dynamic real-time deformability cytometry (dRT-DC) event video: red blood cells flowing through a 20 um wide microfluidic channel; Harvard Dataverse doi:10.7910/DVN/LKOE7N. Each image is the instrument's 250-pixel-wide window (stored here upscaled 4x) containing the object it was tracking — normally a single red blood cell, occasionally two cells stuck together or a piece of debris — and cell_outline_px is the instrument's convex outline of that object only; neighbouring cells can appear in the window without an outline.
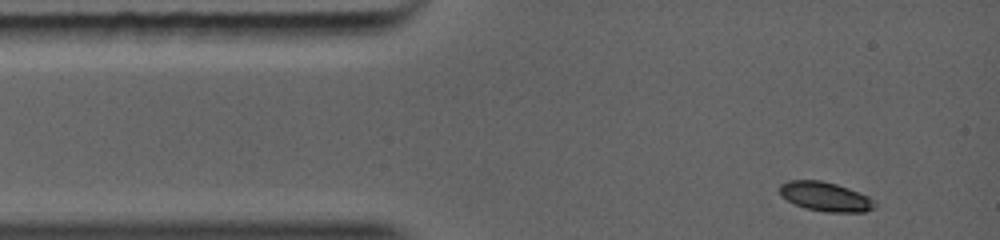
{"species": "common noctule bat (a hibernating species)", "species_latin": "Nyctalus noctula", "temperature_condition": "warm", "stored_images_in_passage": 7, "camera_frame_rate_fps": 5000, "um_per_image_px": 0.085, "animal": {"sex": "female", "body_mass_g": 19.0, "forearm_length_mm": 56.7}, "frame": {"image": 1, "passage_image": 1, "time_ms": 0.0, "image_size_px": [1000, 240], "cell_outline_px": [[876, 208], [864, 212], [824, 212], [804, 208], [780, 196], [780, 184], [788, 180], [820, 180], [836, 184], [848, 188], [868, 196], [876, 204]], "centroid_in_image_um": [70.15, 16.72], "position_along_channel_um": 14.9, "area_um2": 16.24}}
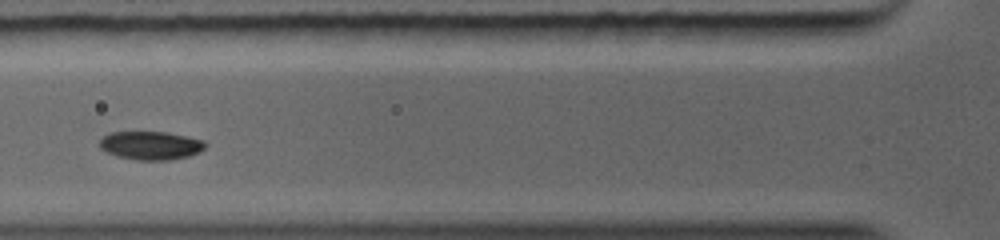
{"frame": {"image": 2, "passage_image": 4, "time_ms": 3.0, "image_size_px": [1000, 240], "cell_outline_px": [[204, 148], [200, 152], [188, 156], [168, 160], [136, 160], [116, 156], [100, 148], [100, 136], [108, 132], [168, 132], [188, 136], [204, 140]], "centroid_in_image_um": [12.78, 12.35], "position_along_channel_um": 113.0, "area_um2": 17.63}}
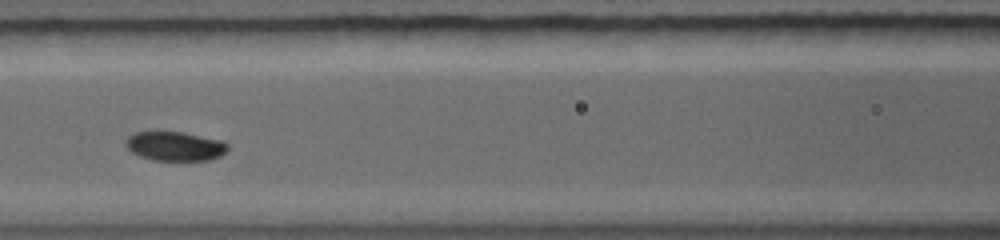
{"frame": {"image": 3, "passage_image": 5, "time_ms": 3.8, "image_size_px": [1000, 240], "cell_outline_px": [[228, 148], [220, 156], [208, 160], [152, 160], [140, 156], [132, 152], [124, 144], [124, 140], [128, 136], [136, 132], [180, 132], [224, 140], [228, 144]], "centroid_in_image_um": [14.87, 12.42], "position_along_channel_um": 151.7, "area_um2": 17.34}}